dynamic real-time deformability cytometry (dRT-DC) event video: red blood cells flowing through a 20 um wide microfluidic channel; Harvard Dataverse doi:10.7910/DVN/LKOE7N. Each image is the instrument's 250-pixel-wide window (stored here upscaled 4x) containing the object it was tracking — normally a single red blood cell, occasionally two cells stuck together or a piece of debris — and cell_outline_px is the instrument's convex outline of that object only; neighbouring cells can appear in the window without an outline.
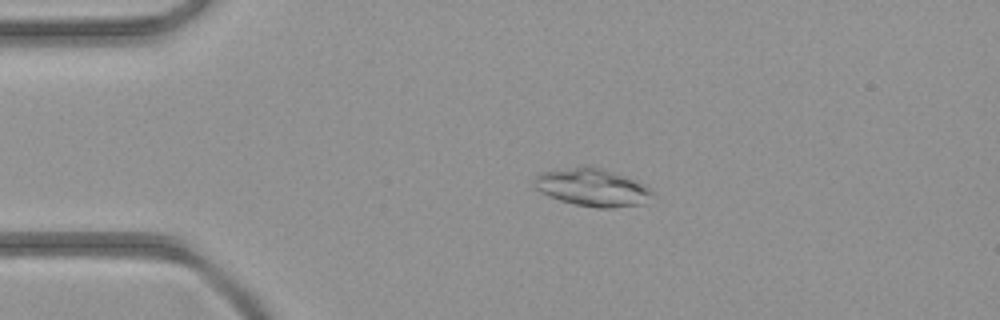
{"species": "common noctule bat (a hibernating species)", "species_latin": "Nyctalus noctula", "temperature_condition": "room temperature", "stored_images_in_passage": 3, "camera_frame_rate_fps": 3000, "um_per_image_px": 0.085, "animal": {"sex": "female", "body_mass_g": 21.9}, "frame": {"image": 1, "passage_image": 2, "time_ms": 1.333, "image_size_px": [1000, 320], "cell_outline_px": [[652, 192], [644, 204], [612, 208], [596, 208], [576, 204], [560, 200], [548, 196], [540, 192], [536, 188], [532, 180], [540, 172], [584, 164], [600, 168], [624, 176], [644, 184]], "centroid_in_image_um": [50.28, 15.91], "position_along_channel_um": 34.7, "area_um2": 25.95}}